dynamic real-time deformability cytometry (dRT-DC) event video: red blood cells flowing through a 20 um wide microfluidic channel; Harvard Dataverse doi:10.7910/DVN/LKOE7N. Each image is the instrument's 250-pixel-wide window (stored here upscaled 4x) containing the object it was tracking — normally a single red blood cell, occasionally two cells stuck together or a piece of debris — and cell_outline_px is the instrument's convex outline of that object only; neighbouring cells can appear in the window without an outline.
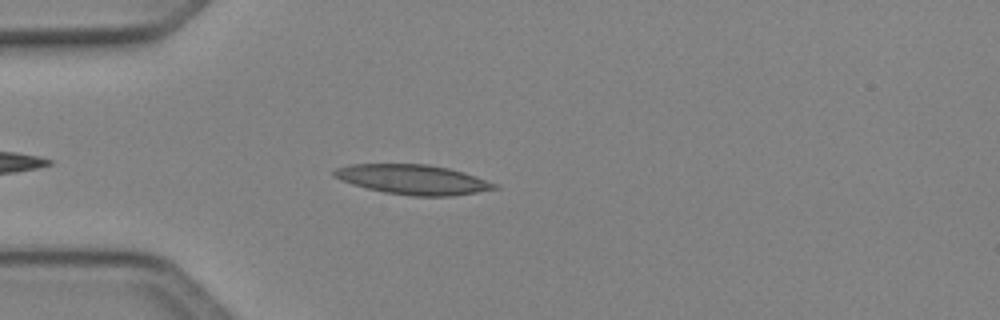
{"species": "Egyptian fruit bat (a non-hibernating species)", "species_latin": "Rousettus aegyptiacus", "temperature_condition": "cold", "stored_images_in_passage": 38, "camera_frame_rate_fps": 3000, "um_per_image_px": 0.085, "animal": {"sex": "female"}, "frame": {"image": 1, "passage_image": 5, "time_ms": 1.333, "image_size_px": [1000, 320], "cell_outline_px": [[500, 188], [452, 196], [412, 196], [384, 192], [352, 184], [340, 180], [332, 176], [332, 172], [336, 168], [352, 164], [428, 164], [448, 168], [464, 172], [500, 184]], "centroid_in_image_um": [35.13, 15.26], "position_along_channel_um": 49.9, "area_um2": 27.92}}
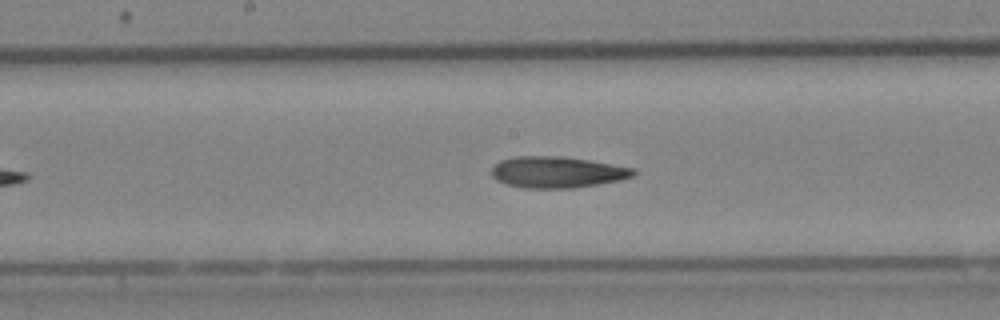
{"frame": {"image": 2, "passage_image": 17, "time_ms": 5.333, "image_size_px": [1000, 320], "cell_outline_px": [[636, 172], [632, 176], [620, 180], [572, 188], [524, 188], [508, 184], [496, 180], [492, 176], [492, 168], [500, 160], [516, 156], [560, 156], [588, 160], [636, 168]], "centroid_in_image_um": [47.35, 14.63], "position_along_channel_um": 200.8, "area_um2": 25.72}}
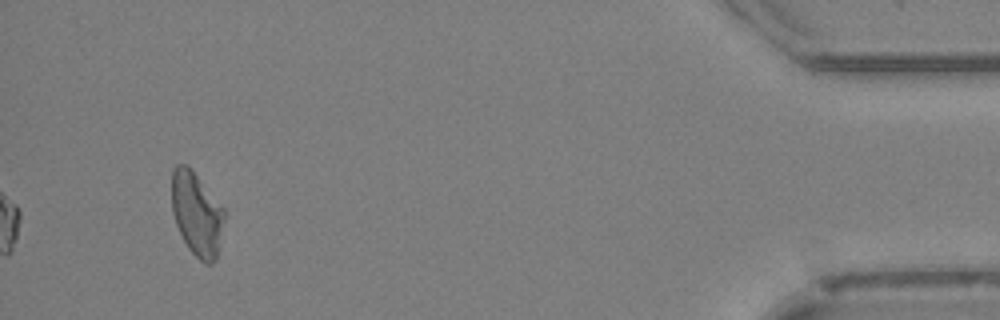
{"frame": {"image": 3, "passage_image": 38, "time_ms": 12.333, "image_size_px": [1000, 320], "cell_outline_px": [[224, 220], [216, 260], [212, 264], [204, 264], [188, 248], [176, 224], [172, 212], [172, 168], [176, 164], [188, 164], [224, 208]], "centroid_in_image_um": [16.72, 18.16], "position_along_channel_um": 418.5, "area_um2": 25.66}, "authors_computed_cell_mechanics": {"area_um2": 25.4609, "velocity_mm_per_s": 4.1164, "shape_relaxation_time_tau1_ms": null, "shape_relaxation_time_tau2_ms": 9.5118, "deformation_change_tau1": null, "deformation_change_tau2": 0.2181}}